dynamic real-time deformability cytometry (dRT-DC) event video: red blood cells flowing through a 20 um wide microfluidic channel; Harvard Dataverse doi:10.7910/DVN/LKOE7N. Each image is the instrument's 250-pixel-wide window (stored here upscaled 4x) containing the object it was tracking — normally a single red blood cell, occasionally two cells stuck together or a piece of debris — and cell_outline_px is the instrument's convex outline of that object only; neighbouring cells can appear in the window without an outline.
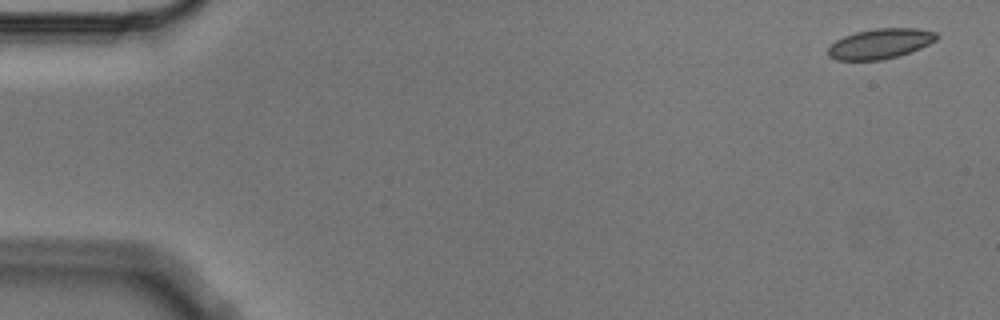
{"species": "Egyptian fruit bat (a non-hibernating species)", "species_latin": "Rousettus aegyptiacus", "temperature_condition": "cold", "stored_images_in_passage": 6, "camera_frame_rate_fps": 3000, "um_per_image_px": 0.085, "animal": {"sex": "male"}, "frame": {"image": 1, "passage_image": 1, "time_ms": 0.0, "image_size_px": [1000, 320], "cell_outline_px": [[940, 36], [936, 40], [920, 48], [896, 56], [880, 60], [836, 60], [828, 56], [828, 48], [836, 40], [844, 36], [856, 32], [876, 28], [916, 28], [936, 32]], "centroid_in_image_um": [74.81, 3.7], "position_along_channel_um": 10.2, "area_um2": 18.9}}